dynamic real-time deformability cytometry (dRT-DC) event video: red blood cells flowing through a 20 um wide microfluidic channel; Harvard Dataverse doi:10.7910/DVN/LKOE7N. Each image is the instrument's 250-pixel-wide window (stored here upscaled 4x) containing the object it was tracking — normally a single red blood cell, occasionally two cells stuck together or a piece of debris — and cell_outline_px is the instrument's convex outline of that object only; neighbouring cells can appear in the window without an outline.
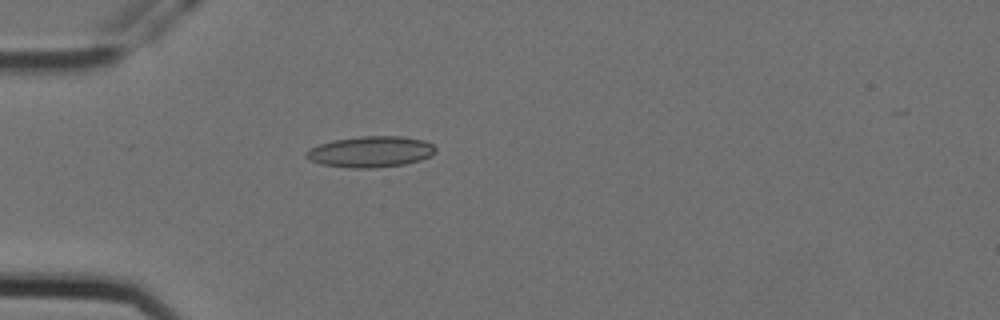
{"species": "Egyptian fruit bat (a non-hibernating species)", "species_latin": "Rousettus aegyptiacus", "temperature_condition": "cold", "stored_images_in_passage": 33, "camera_frame_rate_fps": 3000, "um_per_image_px": 0.085, "animal": {"sex": "female"}, "frame": {"image": 1, "passage_image": 2, "time_ms": 0.333, "image_size_px": [1000, 320], "cell_outline_px": [[436, 152], [432, 156], [420, 160], [404, 164], [376, 168], [352, 168], [320, 164], [308, 160], [304, 156], [304, 152], [320, 144], [336, 140], [360, 136], [400, 136], [424, 140], [432, 144], [436, 148]], "centroid_in_image_um": [31.51, 12.9], "position_along_channel_um": 53.5, "area_um2": 23.47}}
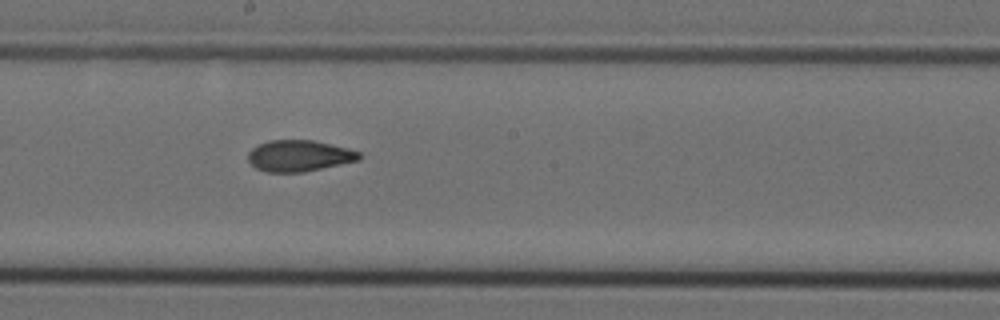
{"frame": {"image": 2, "passage_image": 17, "time_ms": 5.333, "image_size_px": [1000, 320], "cell_outline_px": [[360, 160], [304, 172], [268, 172], [256, 168], [248, 160], [248, 152], [252, 148], [268, 140], [312, 140], [348, 148], [360, 152]], "centroid_in_image_um": [25.43, 13.24], "position_along_channel_um": 222.8, "area_um2": 20.17}}
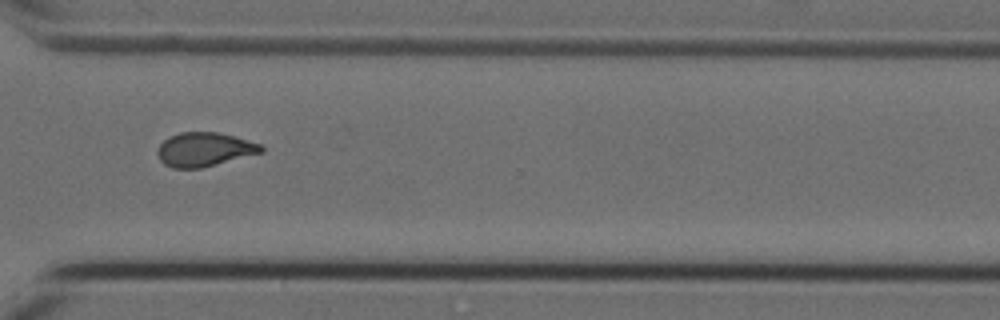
{"frame": {"image": 3, "passage_image": 28, "time_ms": 9.0, "image_size_px": [1000, 320], "cell_outline_px": [[264, 152], [200, 168], [172, 168], [164, 164], [160, 160], [156, 152], [160, 144], [164, 140], [180, 132], [220, 132], [260, 144], [264, 148]], "centroid_in_image_um": [17.36, 12.7], "position_along_channel_um": 353.2, "area_um2": 20.4}, "authors_computed_cell_mechanics": {"area_um2": 20.519, "velocity_mm_per_s": 3.5695, "shape_relaxation_time_tau1_ms": null, "shape_relaxation_time_tau2_ms": 2.8044, "deformation_change_tau1": null, "deformation_change_tau2": 0.0887}}